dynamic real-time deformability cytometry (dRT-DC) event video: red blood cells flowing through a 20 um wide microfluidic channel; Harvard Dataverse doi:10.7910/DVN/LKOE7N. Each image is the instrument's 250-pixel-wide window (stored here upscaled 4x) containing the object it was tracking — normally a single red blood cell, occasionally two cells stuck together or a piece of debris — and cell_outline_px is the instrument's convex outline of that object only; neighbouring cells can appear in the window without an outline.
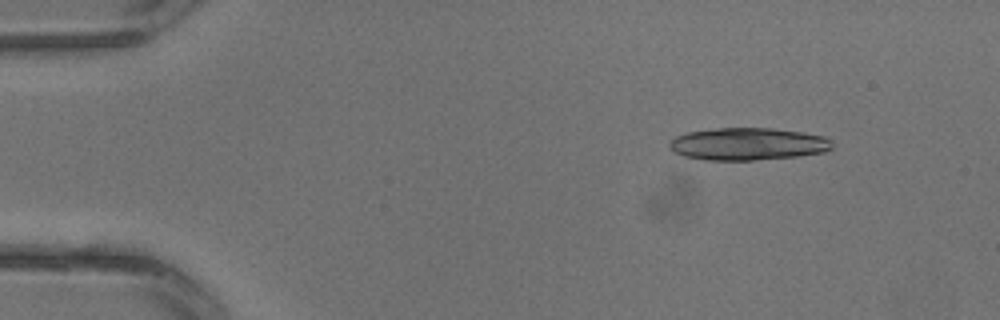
{"species": "common noctule bat (a hibernating species)", "species_latin": "Nyctalus noctula", "temperature_condition": "warm", "stored_images_in_passage": 3, "camera_frame_rate_fps": 3000, "um_per_image_px": 0.085, "animal": {"sex": "male", "body_mass_g": 13.3}, "frame": {"image": 1, "passage_image": 1, "time_ms": 0.0, "image_size_px": [1000, 320], "cell_outline_px": [[832, 148], [824, 152], [796, 156], [752, 160], [704, 160], [684, 156], [672, 152], [668, 144], [676, 136], [688, 132], [716, 128], [772, 128], [804, 132], [824, 136], [832, 140]], "centroid_in_image_um": [63.56, 12.23], "position_along_channel_um": 21.4, "area_um2": 30.81}}
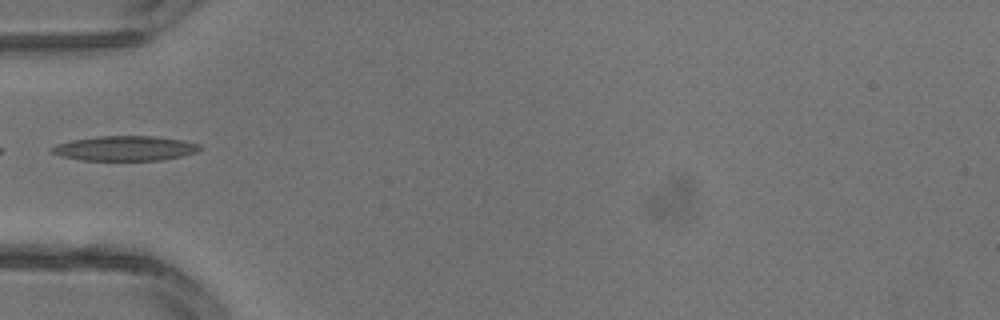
{"frame": {"image": 2, "passage_image": 3, "time_ms": 0.667, "image_size_px": [1000, 320], "cell_outline_px": [[200, 148], [196, 152], [164, 160], [80, 160], [60, 156], [52, 152], [48, 148], [56, 144], [72, 140], [96, 136], [156, 136], [184, 140], [200, 144]], "centroid_in_image_um": [10.6, 12.6], "position_along_channel_um": 74.4, "area_um2": 21.5}}